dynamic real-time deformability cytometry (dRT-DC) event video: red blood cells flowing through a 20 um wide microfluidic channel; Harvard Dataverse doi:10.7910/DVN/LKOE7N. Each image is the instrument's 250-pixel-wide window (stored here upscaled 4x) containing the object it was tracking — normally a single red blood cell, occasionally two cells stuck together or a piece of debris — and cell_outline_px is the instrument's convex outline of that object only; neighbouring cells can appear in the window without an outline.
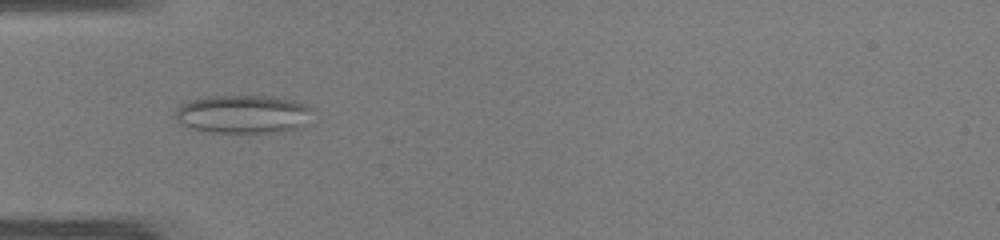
{"species": "common noctule bat (a hibernating species)", "species_latin": "Nyctalus noctula", "temperature_condition": "warm", "stored_images_in_passage": 37, "camera_frame_rate_fps": 3000, "um_per_image_px": 0.085, "animal": {"sex": "male", "body_mass_g": 19.0, "forearm_length_mm": 50.8}, "frame": {"image": 1, "passage_image": 5, "time_ms": 1.333, "image_size_px": [1000, 240], "cell_outline_px": [[316, 108], [304, 124], [300, 128], [276, 132], [212, 132], [192, 128], [180, 124], [176, 120], [176, 108], [180, 104], [188, 100], [204, 96], [272, 96], [296, 100]], "centroid_in_image_um": [20.68, 9.68], "position_along_channel_um": 64.3, "area_um2": 31.04}}
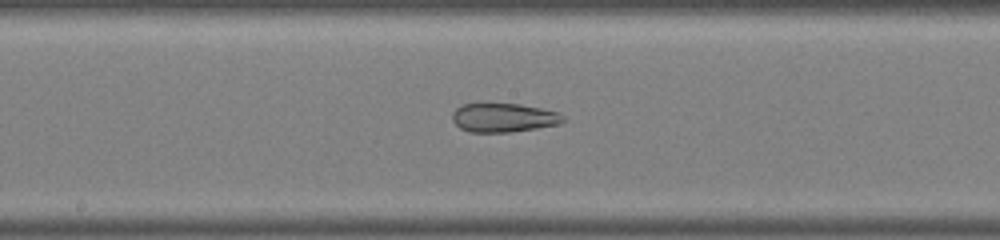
{"frame": {"image": 2, "passage_image": 15, "time_ms": 4.667, "image_size_px": [1000, 240], "cell_outline_px": [[564, 120], [560, 124], [536, 128], [508, 132], [468, 132], [460, 128], [452, 120], [452, 112], [456, 108], [464, 104], [520, 104], [540, 108], [556, 112], [564, 116]], "centroid_in_image_um": [42.78, 10.01], "position_along_channel_um": 205.4, "area_um2": 18.5}}
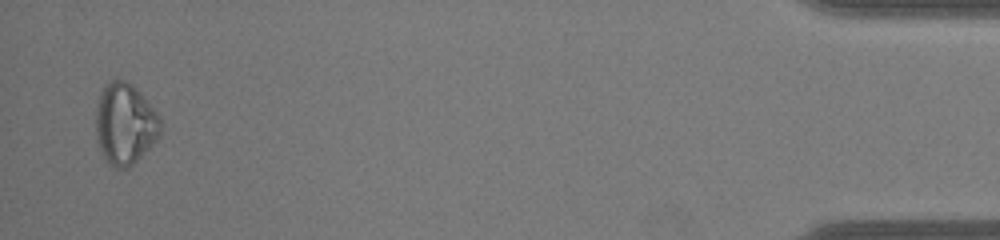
{"frame": {"image": 3, "passage_image": 36, "time_ms": 11.667, "image_size_px": [1000, 240], "cell_outline_px": [[160, 136], [128, 168], [116, 168], [104, 160], [96, 140], [96, 104], [100, 92], [104, 84], [108, 80], [124, 80], [132, 84], [136, 88], [160, 116]], "centroid_in_image_um": [10.59, 10.51], "position_along_channel_um": 424.6, "area_um2": 30.69}, "authors_computed_cell_mechanics": {"area_um2": 24.4494, "velocity_mm_per_s": 4.2697, "shape_relaxation_time_tau1_ms": null, "shape_relaxation_time_tau2_ms": 2.0283, "deformation_change_tau1": null, "deformation_change_tau2": 0.1077}}